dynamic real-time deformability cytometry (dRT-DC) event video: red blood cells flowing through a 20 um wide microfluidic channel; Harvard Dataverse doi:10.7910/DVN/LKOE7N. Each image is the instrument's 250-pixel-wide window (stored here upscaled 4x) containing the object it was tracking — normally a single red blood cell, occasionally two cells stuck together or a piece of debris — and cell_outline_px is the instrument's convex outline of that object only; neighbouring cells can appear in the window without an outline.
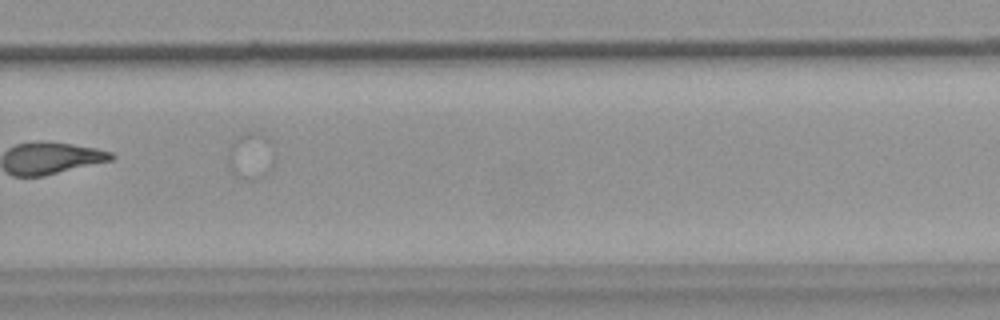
{"species": "common noctule bat (a hibernating species)", "species_latin": "Nyctalus noctula", "temperature_condition": "warm", "stored_images_in_passage": 28, "segment_of_instrument_passage": [2, 2], "camera_frame_rate_fps": 3000, "um_per_image_px": 0.085, "animal": {"sex": "female", "body_mass_g": 18.4}, "frame": {"image": 1, "passage_image": 24, "time_ms": 7.667, "image_size_px": [1000, 320], "cell_outline_px": [[272, 140], [260, 176], [256, 180], [248, 180], [232, 172], [228, 168], [228, 152], [232, 144], [240, 136], [248, 132], [256, 132]], "centroid_in_image_um": [21.15, 13.2], "position_along_channel_um": 308.7, "area_um2": 11.04}}